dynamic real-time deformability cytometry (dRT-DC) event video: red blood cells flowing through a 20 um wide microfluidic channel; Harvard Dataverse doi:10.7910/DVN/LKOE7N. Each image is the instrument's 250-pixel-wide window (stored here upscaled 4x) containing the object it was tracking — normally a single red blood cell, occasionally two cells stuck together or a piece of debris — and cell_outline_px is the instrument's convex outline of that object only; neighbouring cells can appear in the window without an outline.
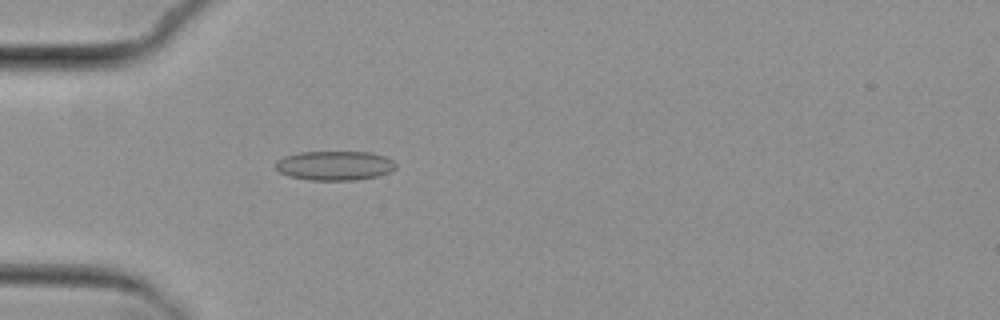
{"species": "common noctule bat (a hibernating species)", "species_latin": "Nyctalus noctula", "temperature_condition": "cold", "stored_images_in_passage": 3, "camera_frame_rate_fps": 3000, "um_per_image_px": 0.085, "animal": {"sex": "female", "body_mass_g": 29.2, "forearm_length_mm": 56.3}, "frame": {"image": 1, "passage_image": 3, "time_ms": 2.667, "image_size_px": [1000, 320], "cell_outline_px": [[396, 168], [388, 172], [376, 176], [356, 180], [312, 180], [288, 176], [280, 172], [276, 168], [276, 160], [284, 156], [300, 152], [372, 152], [384, 156], [392, 160], [396, 164]], "centroid_in_image_um": [28.44, 14.07], "position_along_channel_um": 56.6, "area_um2": 20.52}}